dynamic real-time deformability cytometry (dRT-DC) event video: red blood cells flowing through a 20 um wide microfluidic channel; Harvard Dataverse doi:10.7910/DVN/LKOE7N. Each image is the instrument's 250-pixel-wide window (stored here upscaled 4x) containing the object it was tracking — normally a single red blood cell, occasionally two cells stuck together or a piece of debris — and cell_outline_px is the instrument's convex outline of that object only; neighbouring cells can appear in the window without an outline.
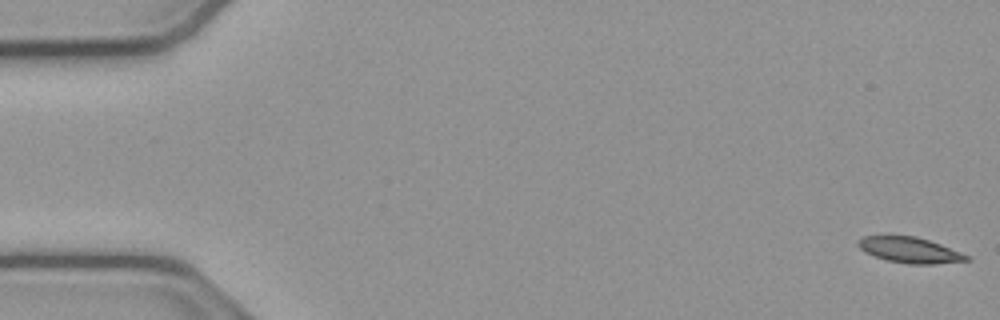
{"species": "common noctule bat (a hibernating species)", "species_latin": "Nyctalus noctula", "temperature_condition": "cold", "stored_images_in_passage": 54, "camera_frame_rate_fps": 3000, "um_per_image_px": 0.085, "animal": {"sex": "male", "body_mass_g": 23.1, "forearm_length_mm": 52.7}, "frame": {"image": 1, "passage_image": 1, "time_ms": 0.0, "image_size_px": [1000, 320], "cell_outline_px": [[972, 260], [936, 264], [908, 264], [888, 260], [864, 252], [856, 244], [856, 240], [864, 236], [916, 236], [940, 244], [972, 256]], "centroid_in_image_um": [77.37, 21.26], "position_along_channel_um": 7.6, "area_um2": 16.3}}
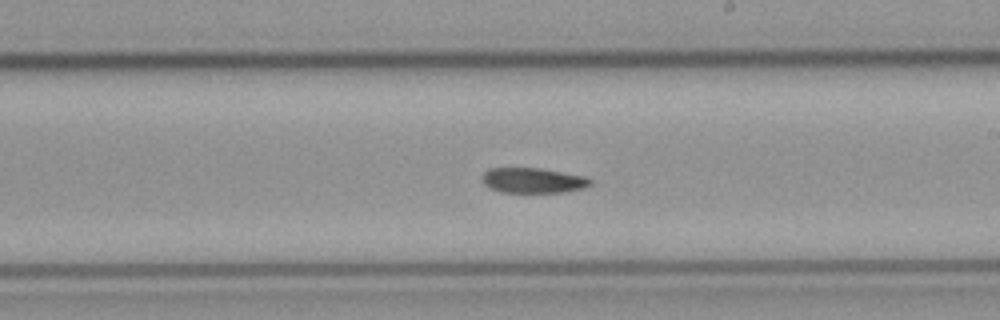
{"frame": {"image": 2, "passage_image": 31, "time_ms": 10.0, "image_size_px": [1000, 320], "cell_outline_px": [[592, 184], [584, 188], [564, 192], [500, 192], [488, 188], [480, 180], [480, 176], [488, 168], [540, 168], [588, 176], [592, 180]], "centroid_in_image_um": [45.29, 15.33], "position_along_channel_um": 243.7, "area_um2": 16.24}}
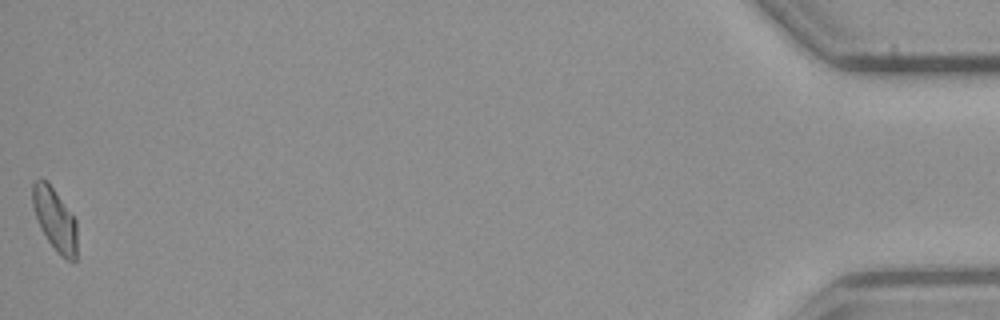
{"frame": {"image": 3, "passage_image": 54, "time_ms": 17.667, "image_size_px": [1000, 320], "cell_outline_px": [[76, 260], [68, 260], [60, 256], [48, 240], [36, 216], [32, 204], [32, 184], [40, 176], [48, 180], [76, 220]], "centroid_in_image_um": [4.66, 18.58], "position_along_channel_um": 430.5, "area_um2": 16.13}, "authors_computed_cell_mechanics": {"area_um2": 16.5886, "velocity_mm_per_s": 3.8021, "shape_relaxation_time_tau1_ms": 11.286, "shape_relaxation_time_tau2_ms": null, "deformation_change_tau1": 0.1921, "deformation_change_tau2": null}}